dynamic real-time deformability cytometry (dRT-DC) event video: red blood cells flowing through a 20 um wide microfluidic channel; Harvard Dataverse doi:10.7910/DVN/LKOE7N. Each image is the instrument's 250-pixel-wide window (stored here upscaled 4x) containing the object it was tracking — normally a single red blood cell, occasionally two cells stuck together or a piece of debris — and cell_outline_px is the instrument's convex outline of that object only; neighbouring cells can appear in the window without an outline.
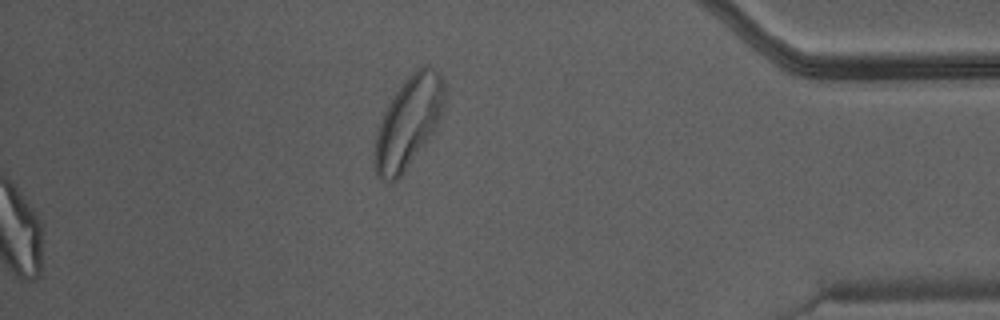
{"species": "Egyptian fruit bat (a non-hibernating species)", "species_latin": "Rousettus aegyptiacus", "temperature_condition": "warm", "stored_images_in_passage": 48, "segment_of_instrument_passage": [2, 2], "camera_frame_rate_fps": 3000, "um_per_image_px": 0.085, "animal": {"sex": "male"}, "frame": {"image": 1, "passage_image": 48, "time_ms": 15.667, "image_size_px": [1000, 320], "cell_outline_px": [[444, 104], [436, 132], [404, 172], [396, 180], [384, 180], [376, 176], [376, 136], [384, 112], [388, 104], [404, 80], [408, 76], [424, 64], [428, 64], [440, 72], [444, 84]], "centroid_in_image_um": [34.78, 10.36], "position_along_channel_um": 400.4, "area_um2": 36.76}}